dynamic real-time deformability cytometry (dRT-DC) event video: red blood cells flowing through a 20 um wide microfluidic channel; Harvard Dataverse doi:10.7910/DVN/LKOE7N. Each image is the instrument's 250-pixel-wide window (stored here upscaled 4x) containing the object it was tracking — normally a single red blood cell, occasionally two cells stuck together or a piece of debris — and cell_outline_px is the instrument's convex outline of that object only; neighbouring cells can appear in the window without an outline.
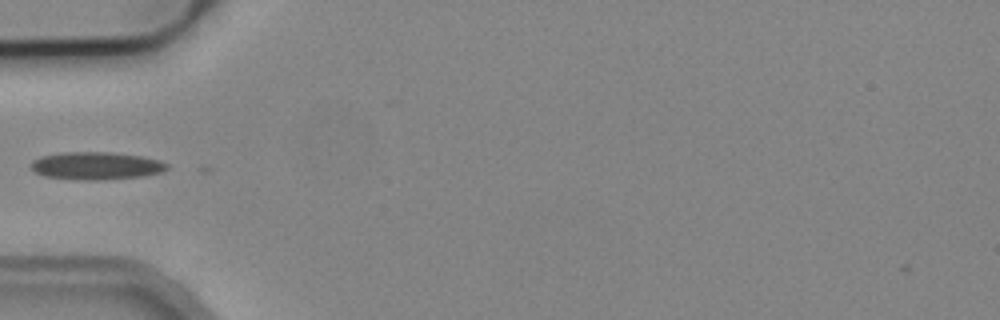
{"species": "common noctule bat (a hibernating species)", "species_latin": "Nyctalus noctula", "temperature_condition": "cold", "stored_images_in_passage": 4, "camera_frame_rate_fps": 3000, "um_per_image_px": 0.085, "animal": {"sex": "male", "body_mass_g": 19.2, "forearm_length_mm": 51.8}, "frame": {"image": 1, "passage_image": 4, "time_ms": 4.333, "image_size_px": [1000, 320], "cell_outline_px": [[168, 168], [164, 172], [144, 176], [100, 180], [80, 180], [44, 176], [36, 172], [32, 168], [32, 160], [40, 156], [64, 152], [108, 152], [140, 156], [160, 160], [168, 164]], "centroid_in_image_um": [8.2, 14.09], "position_along_channel_um": 76.8, "area_um2": 21.96}}